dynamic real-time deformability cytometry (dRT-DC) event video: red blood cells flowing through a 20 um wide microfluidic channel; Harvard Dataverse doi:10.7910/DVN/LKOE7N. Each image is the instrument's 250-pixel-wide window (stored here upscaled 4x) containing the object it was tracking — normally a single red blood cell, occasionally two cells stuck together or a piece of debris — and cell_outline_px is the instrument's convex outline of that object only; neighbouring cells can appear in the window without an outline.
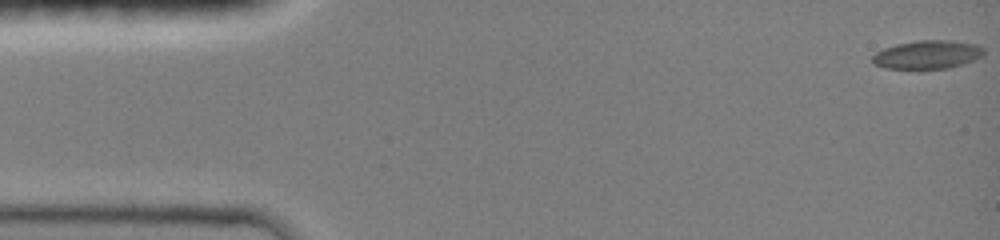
{"species": "common noctule bat (a hibernating species)", "species_latin": "Nyctalus noctula", "temperature_condition": "room temperature", "stored_images_in_passage": 44, "camera_frame_rate_fps": 3000, "um_per_image_px": 0.085, "animal": {"sex": "female", "body_mass_g": 19.0, "forearm_length_mm": 51.5}, "frame": {"image": 1, "passage_image": 1, "time_ms": 0.0, "image_size_px": [1000, 240], "cell_outline_px": [[984, 52], [980, 56], [972, 60], [948, 68], [884, 68], [876, 64], [872, 60], [872, 56], [876, 52], [884, 48], [896, 44], [916, 40], [952, 40], [976, 44], [984, 48]], "centroid_in_image_um": [78.81, 4.62], "position_along_channel_um": 6.2, "area_um2": 18.21}}
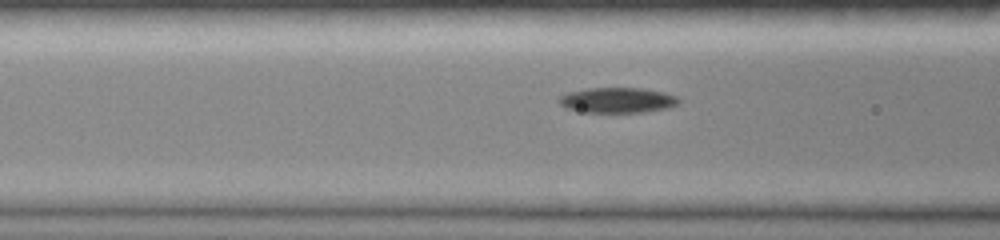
{"frame": {"image": 2, "passage_image": 20, "time_ms": 5.667, "image_size_px": [1000, 240], "cell_outline_px": [[680, 100], [676, 104], [668, 108], [640, 112], [584, 112], [568, 108], [560, 104], [560, 96], [568, 92], [584, 88], [644, 88], [664, 92], [676, 96]], "centroid_in_image_um": [52.49, 8.5], "position_along_channel_um": 114.1, "area_um2": 17.51}}
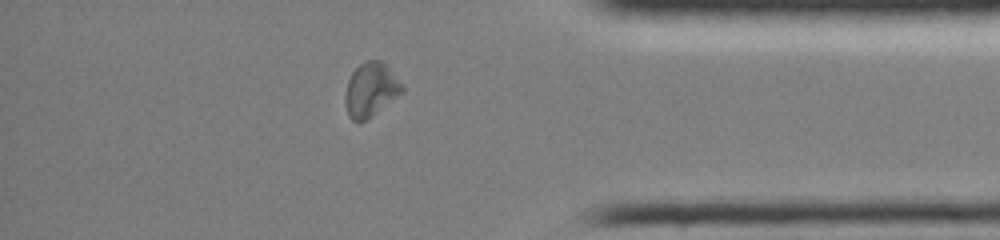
{"frame": {"image": 3, "passage_image": 39, "time_ms": 13.0, "image_size_px": [1000, 240], "cell_outline_px": [[404, 92], [372, 116], [360, 124], [356, 124], [348, 116], [344, 100], [344, 96], [348, 80], [352, 72], [364, 60], [380, 60], [404, 84]], "centroid_in_image_um": [31.5, 7.66], "position_along_channel_um": 403.7, "area_um2": 18.21}, "authors_computed_cell_mechanics": {"area_um2": 17.8602, "velocity_mm_per_s": 4.1077, "shape_relaxation_time_tau1_ms": 5.3943, "shape_relaxation_time_tau2_ms": null, "deformation_change_tau1": 0.1538, "deformation_change_tau2": null}}